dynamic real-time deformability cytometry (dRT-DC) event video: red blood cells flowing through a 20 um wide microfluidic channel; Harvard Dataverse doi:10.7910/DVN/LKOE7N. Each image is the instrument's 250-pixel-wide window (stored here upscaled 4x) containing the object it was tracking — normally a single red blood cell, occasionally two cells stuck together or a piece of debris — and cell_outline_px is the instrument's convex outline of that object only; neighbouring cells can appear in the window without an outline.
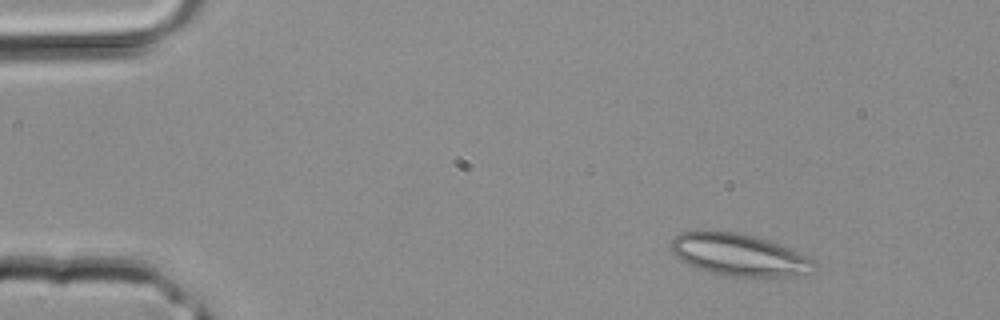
{"species": "common noctule bat (a hibernating species)", "species_latin": "Nyctalus noctula", "temperature_condition": "room temperature", "stored_images_in_passage": 3, "camera_frame_rate_fps": 3000, "um_per_image_px": 0.085, "animal": {"sex": "male", "body_mass_g": 20.4}, "frame": {"image": 1, "passage_image": 1, "time_ms": 0.0, "image_size_px": [1000, 320], "cell_outline_px": [[816, 272], [788, 276], [724, 276], [688, 264], [680, 260], [672, 252], [672, 240], [680, 232], [736, 232], [756, 236], [792, 248], [812, 256], [816, 264]], "centroid_in_image_um": [62.93, 21.67], "position_along_channel_um": 22.1, "area_um2": 35.03}}